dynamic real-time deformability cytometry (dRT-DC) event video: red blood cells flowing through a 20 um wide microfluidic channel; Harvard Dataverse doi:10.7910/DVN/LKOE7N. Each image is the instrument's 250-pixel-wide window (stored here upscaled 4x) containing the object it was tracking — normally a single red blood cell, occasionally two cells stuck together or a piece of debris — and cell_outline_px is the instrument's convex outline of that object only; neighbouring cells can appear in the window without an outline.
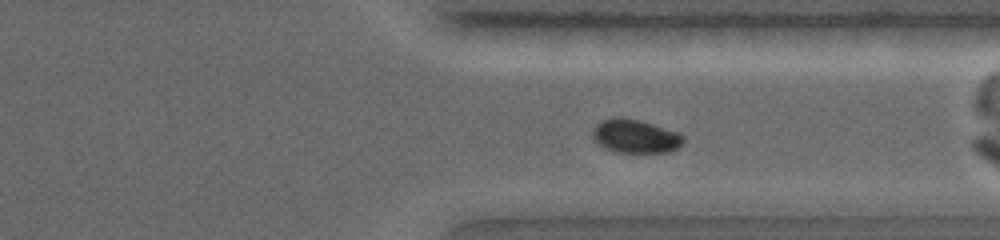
{"species": "common noctule bat (a hibernating species)", "species_latin": "Nyctalus noctula", "temperature_condition": "warm", "stored_images_in_passage": 53, "camera_frame_rate_fps": 5000, "um_per_image_px": 0.085, "animal": {"sex": "female", "body_mass_g": 19.0, "forearm_length_mm": 56.7}, "frame": {"image": 1, "passage_image": 36, "time_ms": 6.8, "image_size_px": [1000, 240], "cell_outline_px": [[684, 140], [676, 148], [668, 152], [616, 152], [604, 148], [592, 136], [592, 128], [600, 120], [620, 116], [640, 120], [680, 132], [684, 136]], "centroid_in_image_um": [53.99, 11.55], "position_along_channel_um": 357.4, "area_um2": 17.86}}
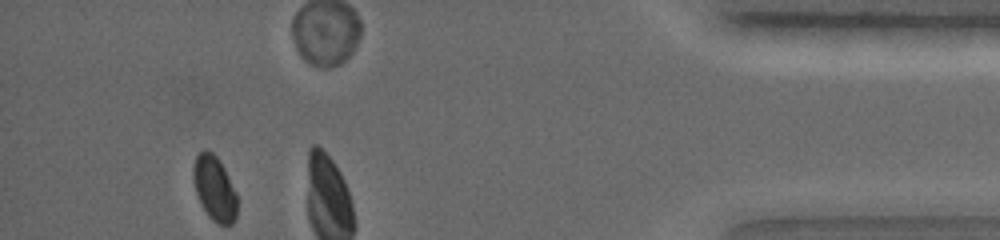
{"frame": {"image": 2, "passage_image": 53, "time_ms": 9.4, "image_size_px": [1000, 240], "cell_outline_px": [[236, 216], [232, 224], [216, 224], [208, 216], [196, 192], [192, 176], [192, 172], [196, 156], [204, 148], [212, 152], [216, 156], [224, 168], [236, 192]], "centroid_in_image_um": [18.22, 16.0], "position_along_channel_um": 417.0, "area_um2": 16.36}}